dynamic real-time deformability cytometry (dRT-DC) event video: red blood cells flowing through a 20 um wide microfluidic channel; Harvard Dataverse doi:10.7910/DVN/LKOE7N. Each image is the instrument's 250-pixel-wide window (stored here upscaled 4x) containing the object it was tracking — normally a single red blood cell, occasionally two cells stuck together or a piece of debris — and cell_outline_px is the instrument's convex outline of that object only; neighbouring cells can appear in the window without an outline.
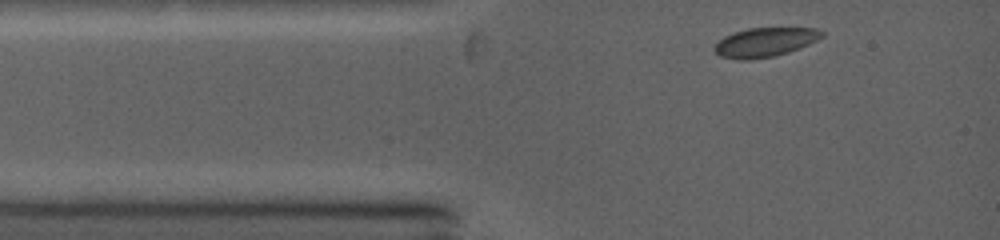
{"species": "common noctule bat (a hibernating species)", "species_latin": "Nyctalus noctula", "temperature_condition": "warm", "stored_images_in_passage": 38, "camera_frame_rate_fps": 5000, "um_per_image_px": 0.085, "animal": {"sex": "female", "body_mass_g": 19.0, "forearm_length_mm": 53.3}, "frame": {"image": 1, "passage_image": 1, "time_ms": 0.0, "image_size_px": [1000, 240], "cell_outline_px": [[824, 36], [800, 48], [788, 52], [772, 56], [748, 60], [740, 60], [720, 56], [712, 48], [724, 36], [732, 32], [748, 28], [816, 28], [824, 32]], "centroid_in_image_um": [65.0, 3.58], "position_along_channel_um": 20.0, "area_um2": 18.21}}
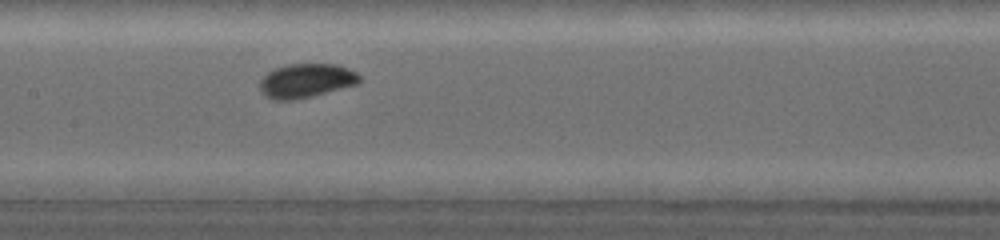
{"frame": {"image": 2, "passage_image": 17, "time_ms": 4.4, "image_size_px": [1000, 240], "cell_outline_px": [[360, 80], [356, 84], [312, 96], [296, 100], [272, 100], [264, 96], [260, 88], [260, 80], [268, 72], [276, 68], [288, 64], [336, 64], [356, 72], [360, 76]], "centroid_in_image_um": [25.99, 6.87], "position_along_channel_um": 181.4, "area_um2": 19.65}}
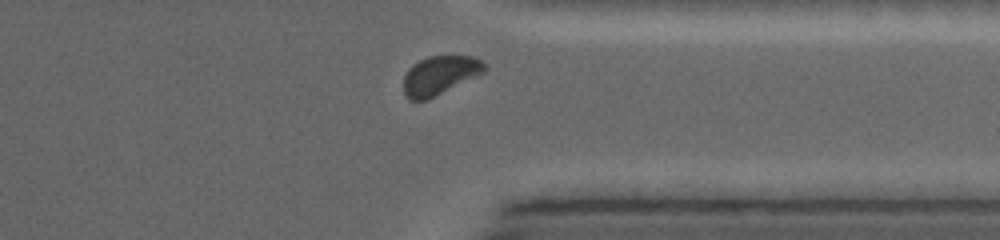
{"frame": {"image": 3, "passage_image": 34, "time_ms": 9.0, "image_size_px": [1000, 240], "cell_outline_px": [[488, 68], [484, 72], [428, 100], [412, 100], [404, 92], [404, 76], [408, 68], [412, 64], [428, 56], [472, 56], [480, 60]], "centroid_in_image_um": [37.37, 6.39], "position_along_channel_um": 374.0, "area_um2": 18.15}, "authors_computed_cell_mechanics": {"area_um2": 18.6116, "velocity_mm_per_s": 4.2127, "shape_relaxation_time_tau1_ms": 5.1027, "shape_relaxation_time_tau2_ms": null, "deformation_change_tau1": 0.1289, "deformation_change_tau2": null}}